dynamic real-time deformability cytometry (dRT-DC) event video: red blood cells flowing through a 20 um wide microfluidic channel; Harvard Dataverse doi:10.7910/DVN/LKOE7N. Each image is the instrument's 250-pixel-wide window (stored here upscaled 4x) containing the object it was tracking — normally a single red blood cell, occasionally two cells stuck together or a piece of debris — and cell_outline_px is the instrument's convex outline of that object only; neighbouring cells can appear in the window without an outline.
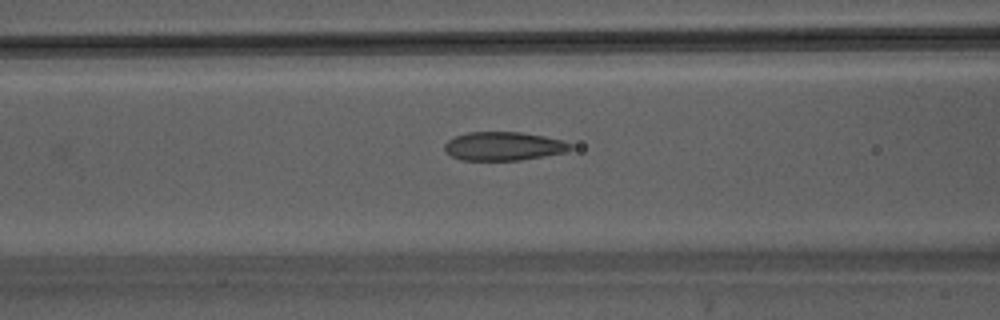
{"species": "Egyptian fruit bat (a non-hibernating species)", "species_latin": "Rousettus aegyptiacus", "temperature_condition": "warm", "stored_images_in_passage": 26, "camera_frame_rate_fps": 3000, "um_per_image_px": 0.085, "animal": {"sex": "male"}, "frame": {"image": 1, "passage_image": 6, "time_ms": 1.667, "image_size_px": [1000, 320], "cell_outline_px": [[572, 148], [564, 152], [544, 156], [520, 160], [460, 160], [444, 152], [444, 144], [448, 140], [456, 136], [468, 132], [520, 132], [544, 136], [564, 140], [572, 144]], "centroid_in_image_um": [42.78, 12.42], "position_along_channel_um": 123.8, "area_um2": 21.04}}
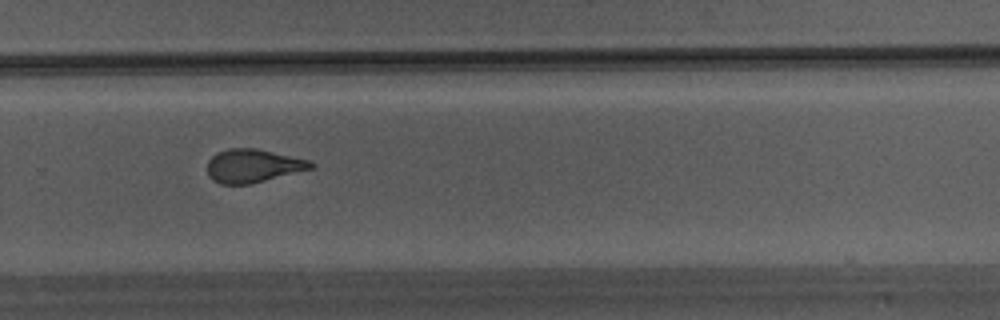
{"frame": {"image": 2, "passage_image": 18, "time_ms": 5.667, "image_size_px": [1000, 320], "cell_outline_px": [[316, 164], [312, 168], [248, 184], [220, 184], [212, 180], [208, 176], [208, 160], [216, 152], [228, 148], [256, 148], [308, 160]], "centroid_in_image_um": [21.44, 14.08], "position_along_channel_um": 308.4, "area_um2": 19.88}}
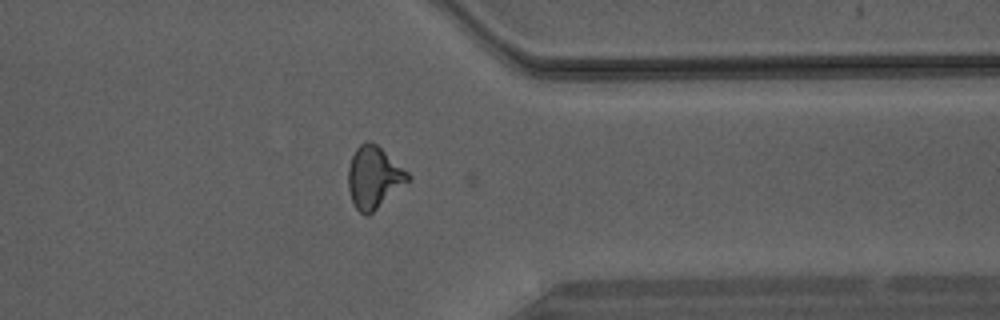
{"frame": {"image": 3, "passage_image": 23, "time_ms": 7.333, "image_size_px": [1000, 320], "cell_outline_px": [[412, 180], [368, 216], [360, 212], [356, 208], [352, 200], [348, 188], [348, 168], [352, 156], [356, 148], [360, 144], [368, 140], [376, 144], [408, 172], [412, 176]], "centroid_in_image_um": [31.8, 15.09], "position_along_channel_um": 379.6, "area_um2": 21.62}}